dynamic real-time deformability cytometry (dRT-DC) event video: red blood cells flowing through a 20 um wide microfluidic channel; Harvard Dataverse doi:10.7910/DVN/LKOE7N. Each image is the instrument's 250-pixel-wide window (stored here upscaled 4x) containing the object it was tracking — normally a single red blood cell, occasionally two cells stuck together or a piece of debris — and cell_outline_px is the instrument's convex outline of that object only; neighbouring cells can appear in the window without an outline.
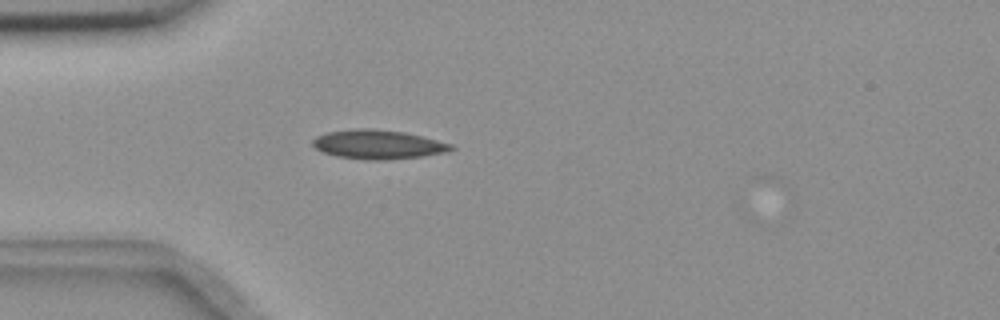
{"species": "common noctule bat (a hibernating species)", "species_latin": "Nyctalus noctula", "temperature_condition": "room temperature", "stored_images_in_passage": 2, "camera_frame_rate_fps": 3000, "um_per_image_px": 0.085, "animal": {"sex": "female", "body_mass_g": 18.4}, "frame": {"image": 1, "passage_image": 2, "time_ms": 0.333, "image_size_px": [1000, 320], "cell_outline_px": [[456, 148], [448, 152], [420, 156], [384, 160], [364, 160], [336, 156], [324, 152], [316, 148], [312, 144], [312, 140], [316, 136], [328, 132], [356, 128], [372, 128], [404, 132], [452, 144]], "centroid_in_image_um": [32.12, 12.28], "position_along_channel_um": 52.9, "area_um2": 23.41}}